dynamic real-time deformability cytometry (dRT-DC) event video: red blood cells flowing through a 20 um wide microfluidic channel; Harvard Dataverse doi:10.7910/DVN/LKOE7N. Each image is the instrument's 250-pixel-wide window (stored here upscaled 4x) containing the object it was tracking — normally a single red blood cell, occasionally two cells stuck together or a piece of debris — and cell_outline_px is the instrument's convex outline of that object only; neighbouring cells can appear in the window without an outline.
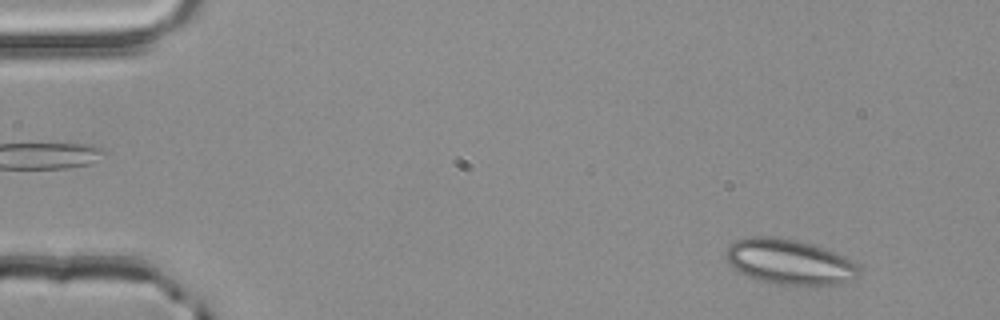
{"species": "common noctule bat (a hibernating species)", "species_latin": "Nyctalus noctula", "temperature_condition": "room temperature", "stored_images_in_passage": 2, "camera_frame_rate_fps": 3000, "um_per_image_px": 0.085, "animal": {"sex": "male", "body_mass_g": 20.4}, "frame": {"image": 1, "passage_image": 1, "time_ms": 0.0, "image_size_px": [1000, 320], "cell_outline_px": [[860, 272], [852, 280], [840, 284], [812, 288], [776, 284], [748, 276], [732, 268], [724, 252], [736, 240], [748, 236], [772, 236], [796, 240], [812, 244], [836, 252], [860, 264]], "centroid_in_image_um": [67.17, 22.29], "position_along_channel_um": 17.8, "area_um2": 35.89}}